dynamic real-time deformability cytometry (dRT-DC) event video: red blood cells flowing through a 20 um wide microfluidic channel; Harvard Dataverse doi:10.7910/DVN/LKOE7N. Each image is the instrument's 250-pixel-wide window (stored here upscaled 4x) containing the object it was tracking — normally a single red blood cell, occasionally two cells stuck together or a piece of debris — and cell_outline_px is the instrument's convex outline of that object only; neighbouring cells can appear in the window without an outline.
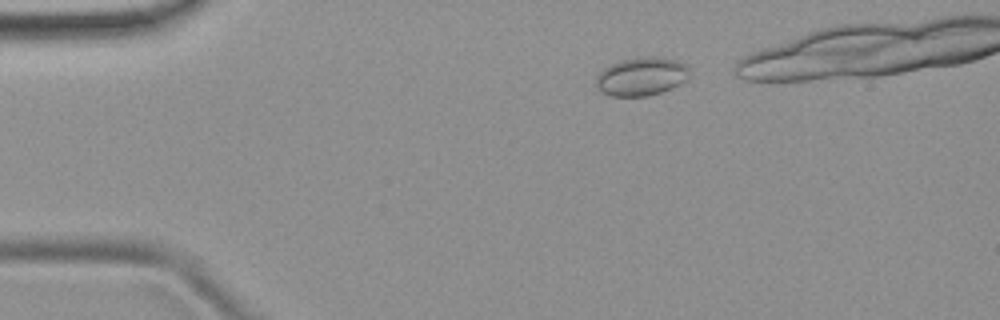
{"species": "common noctule bat (a hibernating species)", "species_latin": "Nyctalus noctula", "temperature_condition": "room temperature", "stored_images_in_passage": 36, "camera_frame_rate_fps": 3000, "um_per_image_px": 0.085, "animal": {"sex": "female", "body_mass_g": 19.9}, "frame": {"image": 1, "passage_image": 3, "time_ms": 0.667, "image_size_px": [1000, 320], "cell_outline_px": [[688, 80], [672, 88], [648, 96], [612, 96], [600, 92], [596, 84], [596, 76], [604, 68], [620, 60], [636, 56], [656, 56], [676, 60], [688, 64]], "centroid_in_image_um": [54.53, 6.48], "position_along_channel_um": 30.5, "area_um2": 21.21}}
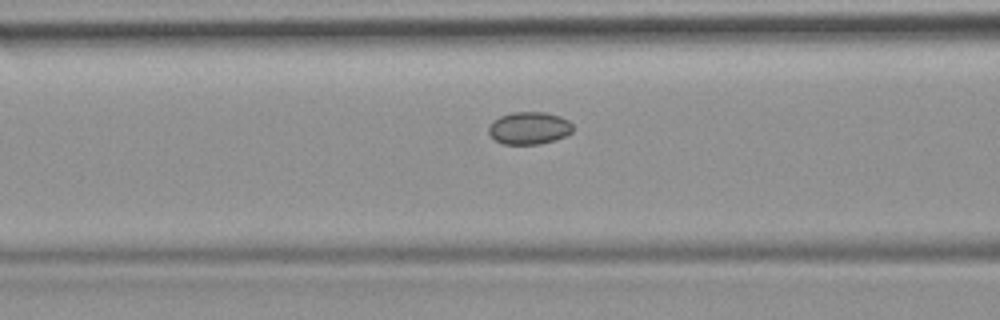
{"frame": {"image": 2, "passage_image": 14, "time_ms": 4.333, "image_size_px": [1000, 320], "cell_outline_px": [[572, 132], [556, 140], [540, 144], [504, 144], [496, 140], [488, 132], [488, 128], [492, 120], [500, 116], [512, 112], [544, 112], [560, 116], [568, 120], [572, 124]], "centroid_in_image_um": [44.97, 10.88], "position_along_channel_um": 121.6, "area_um2": 15.95}}
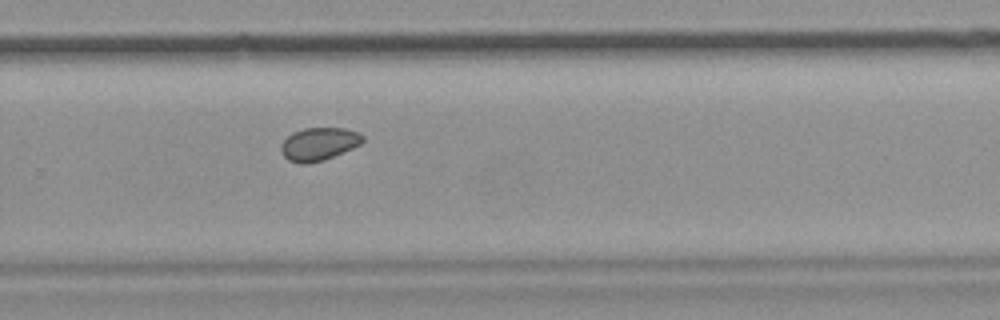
{"frame": {"image": 3, "passage_image": 28, "time_ms": 9.0, "image_size_px": [1000, 320], "cell_outline_px": [[364, 140], [360, 144], [352, 148], [324, 160], [308, 164], [300, 164], [288, 160], [280, 152], [280, 144], [292, 132], [304, 128], [344, 128], [356, 132], [364, 136]], "centroid_in_image_um": [27.06, 12.25], "position_along_channel_um": 302.7, "area_um2": 15.72}}